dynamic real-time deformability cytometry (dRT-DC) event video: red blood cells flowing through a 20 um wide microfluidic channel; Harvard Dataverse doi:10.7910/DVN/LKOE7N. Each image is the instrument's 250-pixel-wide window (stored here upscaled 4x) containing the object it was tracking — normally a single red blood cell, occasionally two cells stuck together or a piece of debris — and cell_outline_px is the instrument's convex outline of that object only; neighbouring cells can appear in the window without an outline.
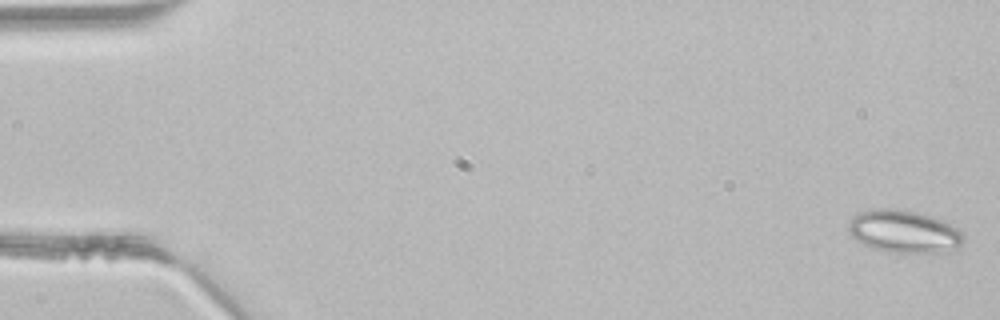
{"species": "common noctule bat (a hibernating species)", "species_latin": "Nyctalus noctula", "temperature_condition": "room temperature", "stored_images_in_passage": 14, "camera_frame_rate_fps": 3000, "um_per_image_px": 0.085, "animal": {"sex": "male", "body_mass_g": 21.5, "forearm_length_mm": 52.0}, "frame": {"image": 1, "passage_image": 1, "time_ms": 0.0, "image_size_px": [1000, 320], "cell_outline_px": [[964, 240], [960, 248], [940, 252], [888, 252], [872, 248], [856, 240], [848, 232], [848, 224], [852, 216], [856, 212], [876, 208], [900, 208], [916, 212], [944, 220], [952, 224], [964, 232]], "centroid_in_image_um": [76.84, 19.66], "position_along_channel_um": 8.2, "area_um2": 29.07}}